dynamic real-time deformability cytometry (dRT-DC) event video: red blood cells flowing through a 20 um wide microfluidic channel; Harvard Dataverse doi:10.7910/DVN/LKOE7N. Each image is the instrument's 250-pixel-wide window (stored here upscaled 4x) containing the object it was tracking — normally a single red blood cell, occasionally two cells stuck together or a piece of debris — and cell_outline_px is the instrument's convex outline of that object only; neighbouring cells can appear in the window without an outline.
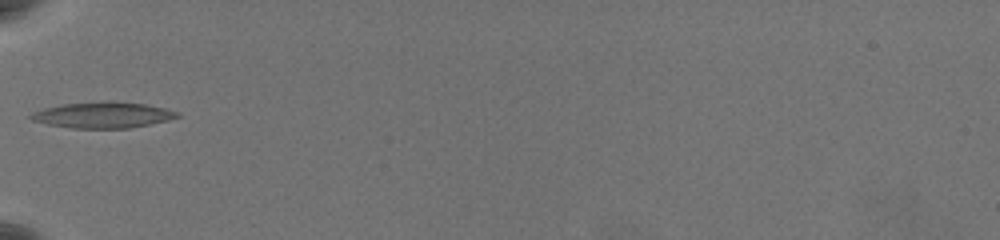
{"species": "common noctule bat (a hibernating species)", "species_latin": "Nyctalus noctula", "temperature_condition": "warm", "stored_images_in_passage": 29, "camera_frame_rate_fps": 3000, "um_per_image_px": 0.085, "animal": {"sex": "female", "body_mass_g": 19.5, "forearm_length_mm": 54.1}, "frame": {"image": 1, "passage_image": 1, "time_ms": 0.0, "image_size_px": [1000, 240], "cell_outline_px": [[180, 116], [168, 120], [128, 128], [72, 128], [48, 124], [32, 120], [28, 116], [32, 112], [44, 108], [64, 104], [108, 100], [144, 104], [164, 108], [180, 112]], "centroid_in_image_um": [8.74, 9.76], "position_along_channel_um": 76.3, "area_um2": 22.08}}
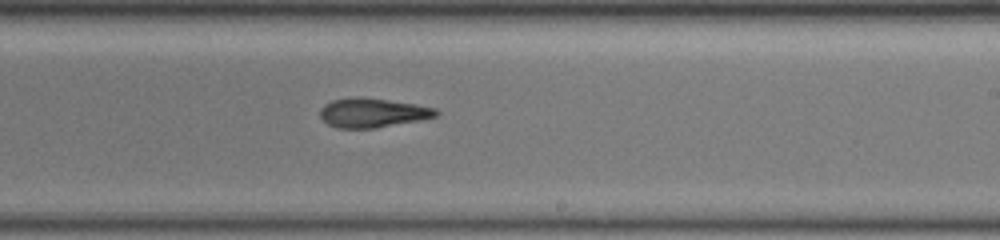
{"frame": {"image": 2, "passage_image": 16, "time_ms": 5.0, "image_size_px": [1000, 240], "cell_outline_px": [[440, 112], [436, 116], [420, 120], [376, 128], [336, 128], [328, 124], [320, 116], [320, 108], [324, 104], [332, 100], [348, 96], [356, 96], [388, 100], [416, 104], [436, 108]], "centroid_in_image_um": [31.65, 9.57], "position_along_channel_um": 257.4, "area_um2": 19.94}}
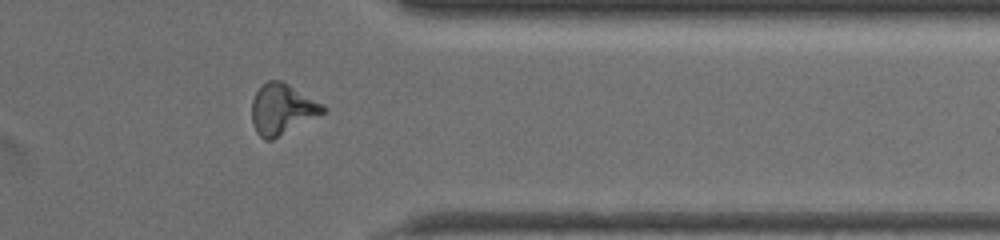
{"frame": {"image": 3, "passage_image": 27, "time_ms": 8.667, "image_size_px": [1000, 240], "cell_outline_px": [[328, 112], [272, 140], [264, 140], [256, 132], [252, 124], [252, 100], [256, 92], [268, 80], [280, 80], [288, 84], [324, 104], [328, 108]], "centroid_in_image_um": [24.02, 9.3], "position_along_channel_um": 387.4, "area_um2": 21.21}, "authors_computed_cell_mechanics": {"area_um2": 20.0566, "velocity_mm_per_s": 3.6469, "shape_relaxation_time_tau1_ms": 9.815, "shape_relaxation_time_tau2_ms": 5.0217, "deformation_change_tau1": 0.2629, "deformation_change_tau2": 0.1718}}